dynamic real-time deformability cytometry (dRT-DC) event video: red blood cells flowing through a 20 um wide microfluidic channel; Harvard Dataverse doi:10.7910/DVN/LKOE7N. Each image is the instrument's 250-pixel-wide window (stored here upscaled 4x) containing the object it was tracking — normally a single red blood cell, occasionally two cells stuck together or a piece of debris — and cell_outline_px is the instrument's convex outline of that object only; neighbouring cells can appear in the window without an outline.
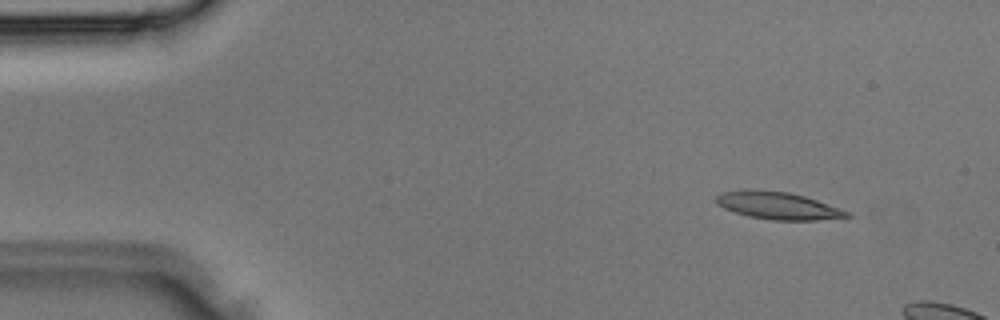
{"species": "Egyptian fruit bat (a non-hibernating species)", "species_latin": "Rousettus aegyptiacus", "temperature_condition": "room temperature", "stored_images_in_passage": 5, "camera_frame_rate_fps": 3000, "um_per_image_px": 0.085, "animal": {"sex": "male"}, "frame": {"image": 1, "passage_image": 1, "time_ms": 0.0, "image_size_px": [1000, 320], "cell_outline_px": [[852, 216], [816, 220], [772, 220], [748, 216], [724, 208], [716, 204], [716, 196], [720, 192], [788, 192], [804, 196], [852, 212]], "centroid_in_image_um": [66.2, 17.52], "position_along_channel_um": 18.8, "area_um2": 20.0}}